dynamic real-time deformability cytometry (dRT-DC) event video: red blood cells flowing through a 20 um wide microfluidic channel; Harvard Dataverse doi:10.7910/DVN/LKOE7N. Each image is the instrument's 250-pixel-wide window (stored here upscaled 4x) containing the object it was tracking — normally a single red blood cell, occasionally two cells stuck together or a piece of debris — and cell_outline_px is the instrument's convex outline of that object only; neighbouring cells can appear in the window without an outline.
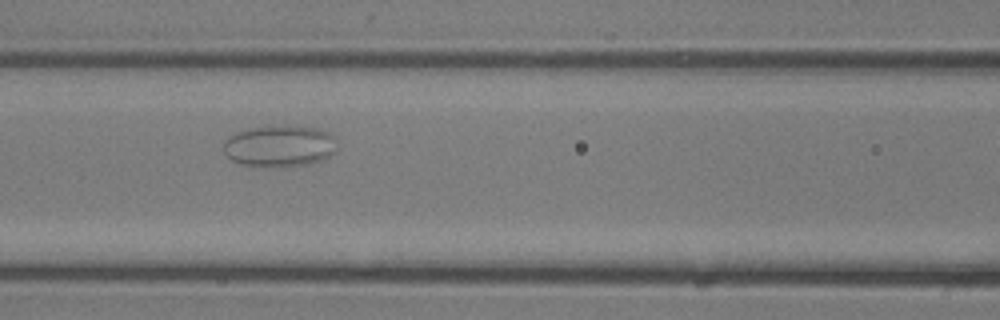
{"species": "common noctule bat (a hibernating species)", "species_latin": "Nyctalus noctula", "temperature_condition": "room temperature", "stored_images_in_passage": 13, "camera_frame_rate_fps": 3000, "um_per_image_px": 0.085, "animal": {"sex": "male", "body_mass_g": 13.3}, "frame": {"image": 1, "passage_image": 10, "time_ms": 3.0, "image_size_px": [1000, 320], "cell_outline_px": [[332, 136], [328, 156], [320, 160], [308, 164], [276, 168], [248, 168], [232, 160], [228, 156], [224, 144], [232, 136], [248, 128], [264, 124], [296, 124], [320, 128]], "centroid_in_image_um": [23.68, 12.4], "position_along_channel_um": 142.9, "area_um2": 27.74}}